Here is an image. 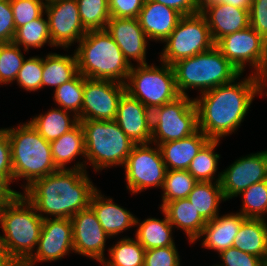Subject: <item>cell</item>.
<instances>
[{
	"mask_svg": "<svg viewBox=\"0 0 267 266\" xmlns=\"http://www.w3.org/2000/svg\"><path fill=\"white\" fill-rule=\"evenodd\" d=\"M244 74L194 97L198 129L209 139L222 140L236 133L255 97L267 98L265 80L255 74Z\"/></svg>",
	"mask_w": 267,
	"mask_h": 266,
	"instance_id": "1",
	"label": "cell"
},
{
	"mask_svg": "<svg viewBox=\"0 0 267 266\" xmlns=\"http://www.w3.org/2000/svg\"><path fill=\"white\" fill-rule=\"evenodd\" d=\"M89 171L58 169L35 180L21 192L43 218H71L90 206L98 189Z\"/></svg>",
	"mask_w": 267,
	"mask_h": 266,
	"instance_id": "2",
	"label": "cell"
},
{
	"mask_svg": "<svg viewBox=\"0 0 267 266\" xmlns=\"http://www.w3.org/2000/svg\"><path fill=\"white\" fill-rule=\"evenodd\" d=\"M43 218L22 194L11 195L0 206V240L9 258L23 265L36 250Z\"/></svg>",
	"mask_w": 267,
	"mask_h": 266,
	"instance_id": "3",
	"label": "cell"
},
{
	"mask_svg": "<svg viewBox=\"0 0 267 266\" xmlns=\"http://www.w3.org/2000/svg\"><path fill=\"white\" fill-rule=\"evenodd\" d=\"M5 128L11 146L13 185L23 180L18 185L23 192L35 180L58 170L52 159L50 142L29 121Z\"/></svg>",
	"mask_w": 267,
	"mask_h": 266,
	"instance_id": "4",
	"label": "cell"
},
{
	"mask_svg": "<svg viewBox=\"0 0 267 266\" xmlns=\"http://www.w3.org/2000/svg\"><path fill=\"white\" fill-rule=\"evenodd\" d=\"M73 50L84 77L126 83L131 65L106 29L87 31Z\"/></svg>",
	"mask_w": 267,
	"mask_h": 266,
	"instance_id": "5",
	"label": "cell"
},
{
	"mask_svg": "<svg viewBox=\"0 0 267 266\" xmlns=\"http://www.w3.org/2000/svg\"><path fill=\"white\" fill-rule=\"evenodd\" d=\"M172 67L177 90L183 96H189L190 89L196 90L200 95L233 81L241 74L216 46L206 52L179 60Z\"/></svg>",
	"mask_w": 267,
	"mask_h": 266,
	"instance_id": "6",
	"label": "cell"
},
{
	"mask_svg": "<svg viewBox=\"0 0 267 266\" xmlns=\"http://www.w3.org/2000/svg\"><path fill=\"white\" fill-rule=\"evenodd\" d=\"M84 129L86 171L100 173L123 167L135 145L119 125L113 121L81 120Z\"/></svg>",
	"mask_w": 267,
	"mask_h": 266,
	"instance_id": "7",
	"label": "cell"
},
{
	"mask_svg": "<svg viewBox=\"0 0 267 266\" xmlns=\"http://www.w3.org/2000/svg\"><path fill=\"white\" fill-rule=\"evenodd\" d=\"M157 61L161 65L156 63L132 65L125 83L126 92L138 99L150 111L180 96L173 67Z\"/></svg>",
	"mask_w": 267,
	"mask_h": 266,
	"instance_id": "8",
	"label": "cell"
},
{
	"mask_svg": "<svg viewBox=\"0 0 267 266\" xmlns=\"http://www.w3.org/2000/svg\"><path fill=\"white\" fill-rule=\"evenodd\" d=\"M163 43L157 58L171 66L179 60L206 52L215 46L206 18L201 12L183 15Z\"/></svg>",
	"mask_w": 267,
	"mask_h": 266,
	"instance_id": "9",
	"label": "cell"
},
{
	"mask_svg": "<svg viewBox=\"0 0 267 266\" xmlns=\"http://www.w3.org/2000/svg\"><path fill=\"white\" fill-rule=\"evenodd\" d=\"M151 143L180 140L198 130V111L194 98L180 95L151 111Z\"/></svg>",
	"mask_w": 267,
	"mask_h": 266,
	"instance_id": "10",
	"label": "cell"
},
{
	"mask_svg": "<svg viewBox=\"0 0 267 266\" xmlns=\"http://www.w3.org/2000/svg\"><path fill=\"white\" fill-rule=\"evenodd\" d=\"M215 46L240 72L247 66L250 74L267 77V42L251 26L221 38Z\"/></svg>",
	"mask_w": 267,
	"mask_h": 266,
	"instance_id": "11",
	"label": "cell"
},
{
	"mask_svg": "<svg viewBox=\"0 0 267 266\" xmlns=\"http://www.w3.org/2000/svg\"><path fill=\"white\" fill-rule=\"evenodd\" d=\"M122 168L125 190L132 195L163 187L167 169L157 144H135Z\"/></svg>",
	"mask_w": 267,
	"mask_h": 266,
	"instance_id": "12",
	"label": "cell"
},
{
	"mask_svg": "<svg viewBox=\"0 0 267 266\" xmlns=\"http://www.w3.org/2000/svg\"><path fill=\"white\" fill-rule=\"evenodd\" d=\"M73 225L71 218L43 219L36 250L22 266L60 261L73 254Z\"/></svg>",
	"mask_w": 267,
	"mask_h": 266,
	"instance_id": "13",
	"label": "cell"
},
{
	"mask_svg": "<svg viewBox=\"0 0 267 266\" xmlns=\"http://www.w3.org/2000/svg\"><path fill=\"white\" fill-rule=\"evenodd\" d=\"M52 44L56 49H71L86 34L78 10L77 0H53L46 3Z\"/></svg>",
	"mask_w": 267,
	"mask_h": 266,
	"instance_id": "14",
	"label": "cell"
},
{
	"mask_svg": "<svg viewBox=\"0 0 267 266\" xmlns=\"http://www.w3.org/2000/svg\"><path fill=\"white\" fill-rule=\"evenodd\" d=\"M126 91L125 84L84 77L81 120L113 121L119 100Z\"/></svg>",
	"mask_w": 267,
	"mask_h": 266,
	"instance_id": "15",
	"label": "cell"
},
{
	"mask_svg": "<svg viewBox=\"0 0 267 266\" xmlns=\"http://www.w3.org/2000/svg\"><path fill=\"white\" fill-rule=\"evenodd\" d=\"M220 171L224 198L236 199L252 184L267 180V149L239 157Z\"/></svg>",
	"mask_w": 267,
	"mask_h": 266,
	"instance_id": "16",
	"label": "cell"
},
{
	"mask_svg": "<svg viewBox=\"0 0 267 266\" xmlns=\"http://www.w3.org/2000/svg\"><path fill=\"white\" fill-rule=\"evenodd\" d=\"M71 221L74 253L100 264L106 258L105 251L108 253L107 244L111 238L103 230L93 209L89 206L79 211Z\"/></svg>",
	"mask_w": 267,
	"mask_h": 266,
	"instance_id": "17",
	"label": "cell"
},
{
	"mask_svg": "<svg viewBox=\"0 0 267 266\" xmlns=\"http://www.w3.org/2000/svg\"><path fill=\"white\" fill-rule=\"evenodd\" d=\"M106 31L112 36L131 66L149 63L147 48L151 44H149L150 41L137 18L111 17L107 23Z\"/></svg>",
	"mask_w": 267,
	"mask_h": 266,
	"instance_id": "18",
	"label": "cell"
},
{
	"mask_svg": "<svg viewBox=\"0 0 267 266\" xmlns=\"http://www.w3.org/2000/svg\"><path fill=\"white\" fill-rule=\"evenodd\" d=\"M114 121L134 144L151 143V111L126 91L119 100Z\"/></svg>",
	"mask_w": 267,
	"mask_h": 266,
	"instance_id": "19",
	"label": "cell"
},
{
	"mask_svg": "<svg viewBox=\"0 0 267 266\" xmlns=\"http://www.w3.org/2000/svg\"><path fill=\"white\" fill-rule=\"evenodd\" d=\"M90 207L95 212L103 230L111 239L115 240L114 238L119 235L123 237V233L133 228L135 231L137 216L127 210L128 208L115 203L113 197L105 196L100 188L93 193Z\"/></svg>",
	"mask_w": 267,
	"mask_h": 266,
	"instance_id": "20",
	"label": "cell"
},
{
	"mask_svg": "<svg viewBox=\"0 0 267 266\" xmlns=\"http://www.w3.org/2000/svg\"><path fill=\"white\" fill-rule=\"evenodd\" d=\"M200 12L206 18L215 44L226 35L250 26L249 10L230 4H201Z\"/></svg>",
	"mask_w": 267,
	"mask_h": 266,
	"instance_id": "21",
	"label": "cell"
},
{
	"mask_svg": "<svg viewBox=\"0 0 267 266\" xmlns=\"http://www.w3.org/2000/svg\"><path fill=\"white\" fill-rule=\"evenodd\" d=\"M182 16L171 7L153 0H145L137 19L150 42L163 44Z\"/></svg>",
	"mask_w": 267,
	"mask_h": 266,
	"instance_id": "22",
	"label": "cell"
},
{
	"mask_svg": "<svg viewBox=\"0 0 267 266\" xmlns=\"http://www.w3.org/2000/svg\"><path fill=\"white\" fill-rule=\"evenodd\" d=\"M246 218L240 212L219 213L213 220L207 221L201 235L195 240L202 248L212 250L215 254L233 247L242 222Z\"/></svg>",
	"mask_w": 267,
	"mask_h": 266,
	"instance_id": "23",
	"label": "cell"
},
{
	"mask_svg": "<svg viewBox=\"0 0 267 266\" xmlns=\"http://www.w3.org/2000/svg\"><path fill=\"white\" fill-rule=\"evenodd\" d=\"M50 146L57 169L86 171L85 136L80 123L58 139L51 141ZM71 163L74 164L71 166Z\"/></svg>",
	"mask_w": 267,
	"mask_h": 266,
	"instance_id": "24",
	"label": "cell"
},
{
	"mask_svg": "<svg viewBox=\"0 0 267 266\" xmlns=\"http://www.w3.org/2000/svg\"><path fill=\"white\" fill-rule=\"evenodd\" d=\"M210 139L199 129L180 140L159 144L167 170H187L193 158Z\"/></svg>",
	"mask_w": 267,
	"mask_h": 266,
	"instance_id": "25",
	"label": "cell"
},
{
	"mask_svg": "<svg viewBox=\"0 0 267 266\" xmlns=\"http://www.w3.org/2000/svg\"><path fill=\"white\" fill-rule=\"evenodd\" d=\"M161 209L174 229L183 231L189 244L193 245L207 221L196 212L191 202L187 198L178 199L167 202Z\"/></svg>",
	"mask_w": 267,
	"mask_h": 266,
	"instance_id": "26",
	"label": "cell"
},
{
	"mask_svg": "<svg viewBox=\"0 0 267 266\" xmlns=\"http://www.w3.org/2000/svg\"><path fill=\"white\" fill-rule=\"evenodd\" d=\"M160 209L164 218L146 217L141 221L136 218L134 237L144 247L145 250L176 246L173 232L174 227L170 224L166 213Z\"/></svg>",
	"mask_w": 267,
	"mask_h": 266,
	"instance_id": "27",
	"label": "cell"
},
{
	"mask_svg": "<svg viewBox=\"0 0 267 266\" xmlns=\"http://www.w3.org/2000/svg\"><path fill=\"white\" fill-rule=\"evenodd\" d=\"M66 54L49 51L43 56L42 89L54 87L71 80L78 73L77 57L75 51L63 49ZM72 54H67V52Z\"/></svg>",
	"mask_w": 267,
	"mask_h": 266,
	"instance_id": "28",
	"label": "cell"
},
{
	"mask_svg": "<svg viewBox=\"0 0 267 266\" xmlns=\"http://www.w3.org/2000/svg\"><path fill=\"white\" fill-rule=\"evenodd\" d=\"M28 121L49 142L58 139L80 123L75 114L57 106L35 114Z\"/></svg>",
	"mask_w": 267,
	"mask_h": 266,
	"instance_id": "29",
	"label": "cell"
},
{
	"mask_svg": "<svg viewBox=\"0 0 267 266\" xmlns=\"http://www.w3.org/2000/svg\"><path fill=\"white\" fill-rule=\"evenodd\" d=\"M233 247L267 259V220L246 218L235 236Z\"/></svg>",
	"mask_w": 267,
	"mask_h": 266,
	"instance_id": "30",
	"label": "cell"
},
{
	"mask_svg": "<svg viewBox=\"0 0 267 266\" xmlns=\"http://www.w3.org/2000/svg\"><path fill=\"white\" fill-rule=\"evenodd\" d=\"M187 199L206 221L213 220L226 202L220 182H197Z\"/></svg>",
	"mask_w": 267,
	"mask_h": 266,
	"instance_id": "31",
	"label": "cell"
},
{
	"mask_svg": "<svg viewBox=\"0 0 267 266\" xmlns=\"http://www.w3.org/2000/svg\"><path fill=\"white\" fill-rule=\"evenodd\" d=\"M219 143L221 140L210 139L191 161L187 170L198 182L221 181L222 172H218L221 154L215 152Z\"/></svg>",
	"mask_w": 267,
	"mask_h": 266,
	"instance_id": "32",
	"label": "cell"
},
{
	"mask_svg": "<svg viewBox=\"0 0 267 266\" xmlns=\"http://www.w3.org/2000/svg\"><path fill=\"white\" fill-rule=\"evenodd\" d=\"M115 243V244H114ZM144 247L134 237H119L109 245L106 257L101 266H144Z\"/></svg>",
	"mask_w": 267,
	"mask_h": 266,
	"instance_id": "33",
	"label": "cell"
},
{
	"mask_svg": "<svg viewBox=\"0 0 267 266\" xmlns=\"http://www.w3.org/2000/svg\"><path fill=\"white\" fill-rule=\"evenodd\" d=\"M13 43L26 51L31 49H43L45 45L53 47L52 44L48 20L45 13L31 22L24 24L16 29Z\"/></svg>",
	"mask_w": 267,
	"mask_h": 266,
	"instance_id": "34",
	"label": "cell"
},
{
	"mask_svg": "<svg viewBox=\"0 0 267 266\" xmlns=\"http://www.w3.org/2000/svg\"><path fill=\"white\" fill-rule=\"evenodd\" d=\"M197 182L188 170H167L158 208H162L167 202L188 198Z\"/></svg>",
	"mask_w": 267,
	"mask_h": 266,
	"instance_id": "35",
	"label": "cell"
},
{
	"mask_svg": "<svg viewBox=\"0 0 267 266\" xmlns=\"http://www.w3.org/2000/svg\"><path fill=\"white\" fill-rule=\"evenodd\" d=\"M83 88L84 76L78 72L71 80L53 90L54 105L79 118L83 103Z\"/></svg>",
	"mask_w": 267,
	"mask_h": 266,
	"instance_id": "36",
	"label": "cell"
},
{
	"mask_svg": "<svg viewBox=\"0 0 267 266\" xmlns=\"http://www.w3.org/2000/svg\"><path fill=\"white\" fill-rule=\"evenodd\" d=\"M239 196L242 205L237 212L245 218L267 220V180L252 184Z\"/></svg>",
	"mask_w": 267,
	"mask_h": 266,
	"instance_id": "37",
	"label": "cell"
},
{
	"mask_svg": "<svg viewBox=\"0 0 267 266\" xmlns=\"http://www.w3.org/2000/svg\"><path fill=\"white\" fill-rule=\"evenodd\" d=\"M24 51V52H23ZM25 52L18 45L0 43V87L15 83L16 77L25 60Z\"/></svg>",
	"mask_w": 267,
	"mask_h": 266,
	"instance_id": "38",
	"label": "cell"
},
{
	"mask_svg": "<svg viewBox=\"0 0 267 266\" xmlns=\"http://www.w3.org/2000/svg\"><path fill=\"white\" fill-rule=\"evenodd\" d=\"M77 3L82 25L87 31L106 29L111 18L108 0H77Z\"/></svg>",
	"mask_w": 267,
	"mask_h": 266,
	"instance_id": "39",
	"label": "cell"
},
{
	"mask_svg": "<svg viewBox=\"0 0 267 266\" xmlns=\"http://www.w3.org/2000/svg\"><path fill=\"white\" fill-rule=\"evenodd\" d=\"M43 54L26 57L16 77L20 89L31 92L42 91Z\"/></svg>",
	"mask_w": 267,
	"mask_h": 266,
	"instance_id": "40",
	"label": "cell"
},
{
	"mask_svg": "<svg viewBox=\"0 0 267 266\" xmlns=\"http://www.w3.org/2000/svg\"><path fill=\"white\" fill-rule=\"evenodd\" d=\"M16 29L45 13L46 3L43 0H10Z\"/></svg>",
	"mask_w": 267,
	"mask_h": 266,
	"instance_id": "41",
	"label": "cell"
},
{
	"mask_svg": "<svg viewBox=\"0 0 267 266\" xmlns=\"http://www.w3.org/2000/svg\"><path fill=\"white\" fill-rule=\"evenodd\" d=\"M0 183L13 195L21 193L14 188L13 184V167L11 161V146L7 129L0 127Z\"/></svg>",
	"mask_w": 267,
	"mask_h": 266,
	"instance_id": "42",
	"label": "cell"
},
{
	"mask_svg": "<svg viewBox=\"0 0 267 266\" xmlns=\"http://www.w3.org/2000/svg\"><path fill=\"white\" fill-rule=\"evenodd\" d=\"M176 246L153 248L145 251L144 266H182Z\"/></svg>",
	"mask_w": 267,
	"mask_h": 266,
	"instance_id": "43",
	"label": "cell"
},
{
	"mask_svg": "<svg viewBox=\"0 0 267 266\" xmlns=\"http://www.w3.org/2000/svg\"><path fill=\"white\" fill-rule=\"evenodd\" d=\"M216 255L220 259L219 263H215L216 266H264V261L260 257L234 247L223 250Z\"/></svg>",
	"mask_w": 267,
	"mask_h": 266,
	"instance_id": "44",
	"label": "cell"
},
{
	"mask_svg": "<svg viewBox=\"0 0 267 266\" xmlns=\"http://www.w3.org/2000/svg\"><path fill=\"white\" fill-rule=\"evenodd\" d=\"M16 32L10 0H0V43L13 42Z\"/></svg>",
	"mask_w": 267,
	"mask_h": 266,
	"instance_id": "45",
	"label": "cell"
},
{
	"mask_svg": "<svg viewBox=\"0 0 267 266\" xmlns=\"http://www.w3.org/2000/svg\"><path fill=\"white\" fill-rule=\"evenodd\" d=\"M109 13L116 18H137L145 0H108Z\"/></svg>",
	"mask_w": 267,
	"mask_h": 266,
	"instance_id": "46",
	"label": "cell"
},
{
	"mask_svg": "<svg viewBox=\"0 0 267 266\" xmlns=\"http://www.w3.org/2000/svg\"><path fill=\"white\" fill-rule=\"evenodd\" d=\"M249 16L250 26L267 42V0H252Z\"/></svg>",
	"mask_w": 267,
	"mask_h": 266,
	"instance_id": "47",
	"label": "cell"
},
{
	"mask_svg": "<svg viewBox=\"0 0 267 266\" xmlns=\"http://www.w3.org/2000/svg\"><path fill=\"white\" fill-rule=\"evenodd\" d=\"M171 7L182 15H191L201 11V0H153Z\"/></svg>",
	"mask_w": 267,
	"mask_h": 266,
	"instance_id": "48",
	"label": "cell"
},
{
	"mask_svg": "<svg viewBox=\"0 0 267 266\" xmlns=\"http://www.w3.org/2000/svg\"><path fill=\"white\" fill-rule=\"evenodd\" d=\"M252 0H203L202 4H220L226 3L232 6L247 9L250 11Z\"/></svg>",
	"mask_w": 267,
	"mask_h": 266,
	"instance_id": "49",
	"label": "cell"
},
{
	"mask_svg": "<svg viewBox=\"0 0 267 266\" xmlns=\"http://www.w3.org/2000/svg\"><path fill=\"white\" fill-rule=\"evenodd\" d=\"M0 266H22L18 261L9 258L1 240H0Z\"/></svg>",
	"mask_w": 267,
	"mask_h": 266,
	"instance_id": "50",
	"label": "cell"
},
{
	"mask_svg": "<svg viewBox=\"0 0 267 266\" xmlns=\"http://www.w3.org/2000/svg\"><path fill=\"white\" fill-rule=\"evenodd\" d=\"M12 194L0 183V206L11 196Z\"/></svg>",
	"mask_w": 267,
	"mask_h": 266,
	"instance_id": "51",
	"label": "cell"
},
{
	"mask_svg": "<svg viewBox=\"0 0 267 266\" xmlns=\"http://www.w3.org/2000/svg\"><path fill=\"white\" fill-rule=\"evenodd\" d=\"M45 3H48V2H50V1H53V0H43Z\"/></svg>",
	"mask_w": 267,
	"mask_h": 266,
	"instance_id": "52",
	"label": "cell"
},
{
	"mask_svg": "<svg viewBox=\"0 0 267 266\" xmlns=\"http://www.w3.org/2000/svg\"><path fill=\"white\" fill-rule=\"evenodd\" d=\"M265 86L267 87V77H266V79H265ZM267 89V88H266Z\"/></svg>",
	"mask_w": 267,
	"mask_h": 266,
	"instance_id": "53",
	"label": "cell"
},
{
	"mask_svg": "<svg viewBox=\"0 0 267 266\" xmlns=\"http://www.w3.org/2000/svg\"><path fill=\"white\" fill-rule=\"evenodd\" d=\"M264 266H267V259L264 261Z\"/></svg>",
	"mask_w": 267,
	"mask_h": 266,
	"instance_id": "54",
	"label": "cell"
}]
</instances>
